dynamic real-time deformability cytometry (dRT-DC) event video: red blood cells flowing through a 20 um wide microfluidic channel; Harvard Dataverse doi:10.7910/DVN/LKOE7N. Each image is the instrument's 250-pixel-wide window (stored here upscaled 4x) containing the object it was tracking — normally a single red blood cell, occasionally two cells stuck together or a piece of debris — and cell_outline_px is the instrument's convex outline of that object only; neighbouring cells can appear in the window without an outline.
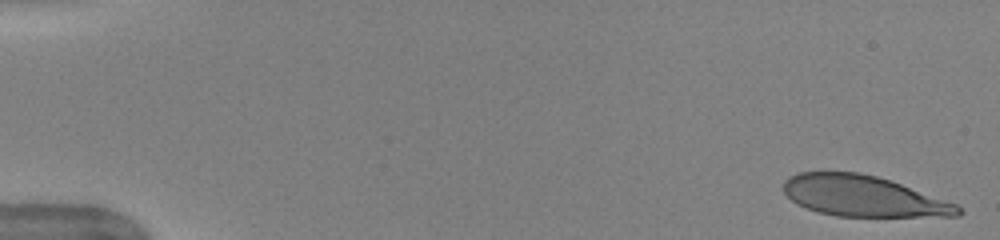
{"species": "human", "species_latin": "Homo sapiens", "temperature_condition": "warm", "stored_images_in_passage": 44, "camera_frame_rate_fps": 3000, "um_per_image_px": 0.085, "donor": {"sex": "female"}, "frame": {"image": 1, "passage_image": 1, "time_ms": 0.0, "image_size_px": [1000, 240], "cell_outline_px": [[964, 212], [960, 216], [836, 216], [820, 212], [796, 204], [784, 192], [784, 180], [788, 176], [800, 172], [860, 172], [876, 176], [900, 184], [956, 204]], "centroid_in_image_um": [73.34, 16.67], "position_along_channel_um": 11.7, "area_um2": 41.04}}
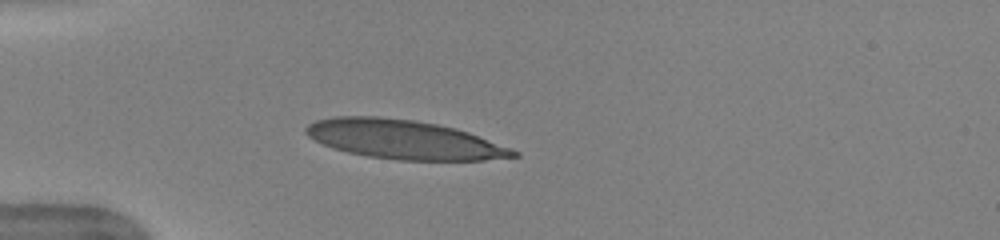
{"frame": {"image": 2, "passage_image": 14, "time_ms": 4.333, "image_size_px": [1000, 240], "cell_outline_px": [[520, 156], [484, 160], [400, 160], [368, 156], [348, 152], [332, 148], [308, 136], [304, 132], [304, 128], [308, 124], [316, 120], [332, 116], [376, 116], [416, 120], [456, 128], [468, 132], [512, 148], [520, 152]], "centroid_in_image_um": [34.33, 11.85], "position_along_channel_um": 50.7, "area_um2": 47.22}}
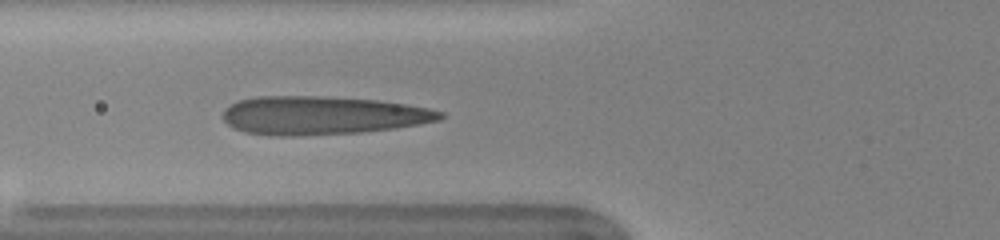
{"frame": {"image": 3, "passage_image": 19, "time_ms": 6.0, "image_size_px": [1000, 240], "cell_outline_px": [[444, 116], [440, 120], [420, 124], [392, 128], [360, 132], [292, 136], [276, 136], [244, 132], [232, 128], [224, 120], [224, 108], [240, 100], [256, 96], [316, 96], [376, 100], [404, 104], [428, 108], [444, 112]], "centroid_in_image_um": [27.36, 9.81], "position_along_channel_um": 98.4, "area_um2": 48.38}, "authors_computed_cell_mechanics": {"area_um2": 46.4134, "velocity_mm_per_s": 3.9704, "shape_relaxation_time_tau1_ms": 3.796, "shape_relaxation_time_tau2_ms": null, "deformation_change_tau1": 0.2149, "deformation_change_tau2": null}}